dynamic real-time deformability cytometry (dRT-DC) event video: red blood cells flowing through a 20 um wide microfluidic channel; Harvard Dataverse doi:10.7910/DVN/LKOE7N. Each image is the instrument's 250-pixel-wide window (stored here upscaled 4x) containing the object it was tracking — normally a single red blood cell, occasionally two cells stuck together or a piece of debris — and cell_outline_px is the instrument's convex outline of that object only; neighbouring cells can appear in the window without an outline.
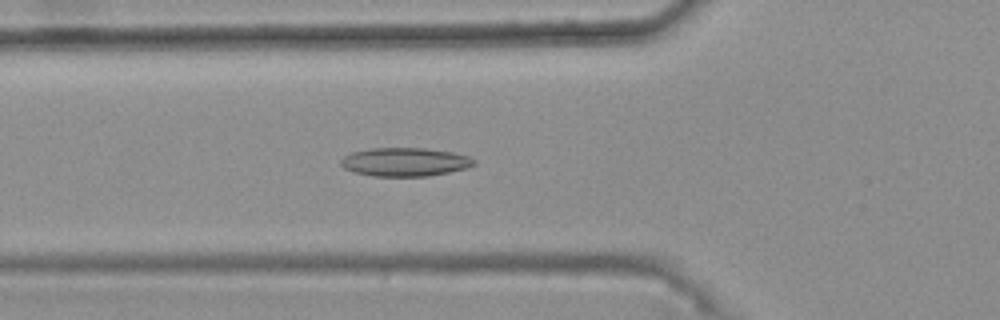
{"species": "common noctule bat (a hibernating species)", "species_latin": "Nyctalus noctula", "temperature_condition": "warm", "stored_images_in_passage": 41, "camera_frame_rate_fps": 3000, "um_per_image_px": 0.085, "animal": {"sex": "female", "body_mass_g": 25.1}, "frame": {"image": 1, "passage_image": 14, "time_ms": 4.333, "image_size_px": [1000, 320], "cell_outline_px": [[476, 164], [464, 168], [448, 172], [428, 176], [372, 176], [352, 172], [344, 168], [340, 164], [340, 160], [344, 156], [352, 152], [372, 148], [424, 148], [452, 152], [468, 156], [476, 160]], "centroid_in_image_um": [34.38, 13.77], "position_along_channel_um": 91.4, "area_um2": 22.14}}
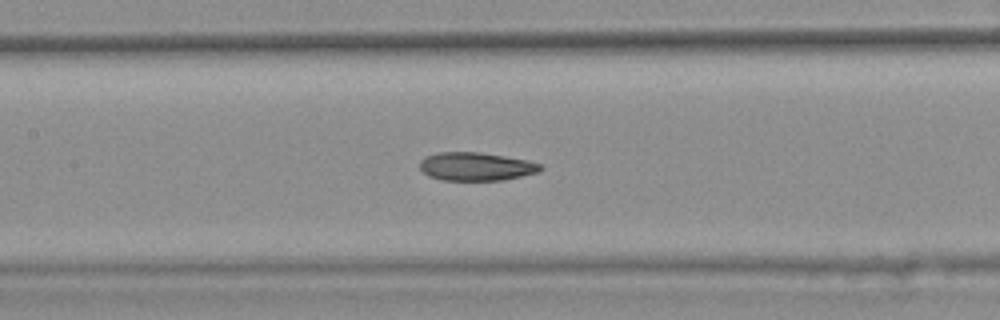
{"frame": {"image": 2, "passage_image": 20, "time_ms": 6.333, "image_size_px": [1000, 320], "cell_outline_px": [[544, 168], [536, 172], [520, 176], [500, 180], [444, 180], [428, 176], [420, 168], [420, 160], [424, 156], [440, 152], [480, 152], [528, 160], [540, 164]], "centroid_in_image_um": [40.43, 14.14], "position_along_channel_um": 167.0, "area_um2": 19.77}}
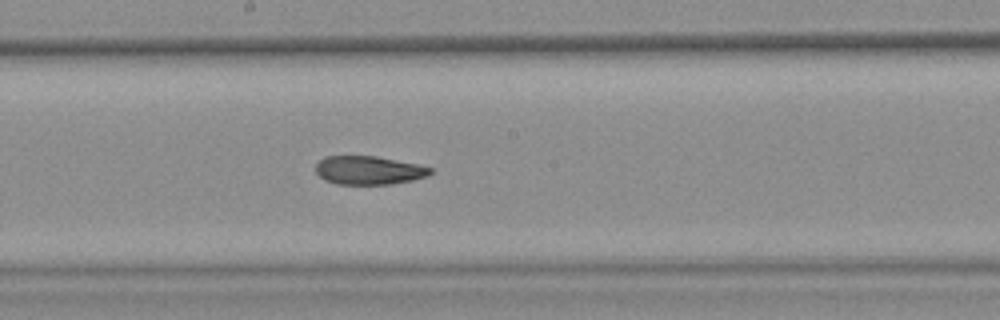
{"frame": {"image": 3, "passage_image": 24, "time_ms": 7.667, "image_size_px": [1000, 320], "cell_outline_px": [[432, 172], [428, 176], [412, 180], [392, 184], [336, 184], [324, 180], [316, 172], [316, 164], [324, 156], [376, 156], [416, 164], [432, 168]], "centroid_in_image_um": [31.33, 14.47], "position_along_channel_um": 216.9, "area_um2": 19.02}, "authors_computed_cell_mechanics": {"area_um2": 20.519, "velocity_mm_per_s": 3.7631, "shape_relaxation_time_tau1_ms": null, "shape_relaxation_time_tau2_ms": 3.9148, "deformation_change_tau1": null, "deformation_change_tau2": 0.0975}}